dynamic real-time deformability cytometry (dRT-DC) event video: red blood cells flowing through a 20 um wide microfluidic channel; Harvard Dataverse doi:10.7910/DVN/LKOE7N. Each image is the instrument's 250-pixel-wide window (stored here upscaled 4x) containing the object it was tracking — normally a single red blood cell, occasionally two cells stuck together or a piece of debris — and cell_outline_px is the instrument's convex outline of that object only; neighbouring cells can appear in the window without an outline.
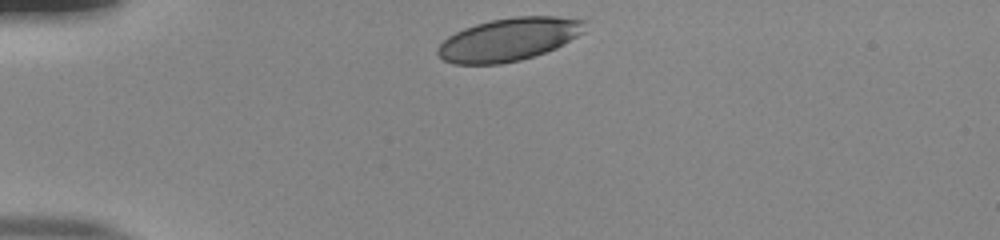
{"species": "human", "species_latin": "Homo sapiens", "temperature_condition": "room temperature", "stored_images_in_passage": 32, "camera_frame_rate_fps": 3000, "um_per_image_px": 0.085, "donor": {"sex": "male"}, "frame": {"image": 1, "passage_image": 1, "time_ms": 0.0, "image_size_px": [1000, 240], "cell_outline_px": [[588, 20], [584, 32], [556, 48], [520, 60], [500, 64], [452, 64], [444, 60], [436, 52], [436, 48], [448, 36], [464, 28], [476, 24], [492, 20], [512, 16], [556, 16]], "centroid_in_image_um": [43.26, 3.34], "position_along_channel_um": 41.7, "area_um2": 36.88}}
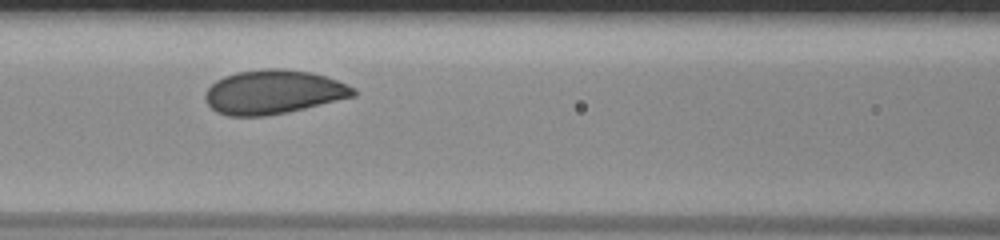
{"frame": {"image": 2, "passage_image": 12, "time_ms": 3.667, "image_size_px": [1000, 240], "cell_outline_px": [[356, 96], [288, 112], [264, 116], [228, 116], [216, 112], [204, 100], [204, 96], [208, 88], [216, 80], [224, 76], [236, 72], [264, 68], [284, 68], [312, 72], [348, 84], [356, 88]], "centroid_in_image_um": [23.24, 7.82], "position_along_channel_um": 143.4, "area_um2": 38.26}}
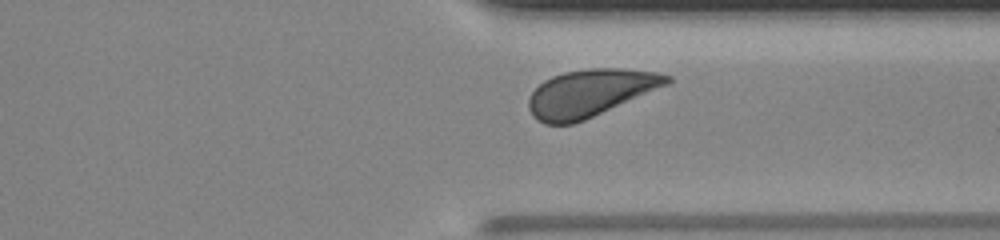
{"frame": {"image": 3, "passage_image": 29, "time_ms": 9.333, "image_size_px": [1000, 240], "cell_outline_px": [[672, 80], [668, 84], [584, 120], [572, 124], [544, 124], [536, 120], [532, 116], [528, 108], [528, 100], [532, 92], [544, 80], [552, 76], [564, 72], [588, 68], [620, 68], [656, 72], [672, 76]], "centroid_in_image_um": [50.12, 7.9], "position_along_channel_um": 361.3, "area_um2": 37.86}, "authors_computed_cell_mechanics": {"area_um2": 37.3677, "velocity_mm_per_s": 3.8443, "shape_relaxation_time_tau1_ms": 5.2271, "shape_relaxation_time_tau2_ms": null, "deformation_change_tau1": 0.1412, "deformation_change_tau2": null}}